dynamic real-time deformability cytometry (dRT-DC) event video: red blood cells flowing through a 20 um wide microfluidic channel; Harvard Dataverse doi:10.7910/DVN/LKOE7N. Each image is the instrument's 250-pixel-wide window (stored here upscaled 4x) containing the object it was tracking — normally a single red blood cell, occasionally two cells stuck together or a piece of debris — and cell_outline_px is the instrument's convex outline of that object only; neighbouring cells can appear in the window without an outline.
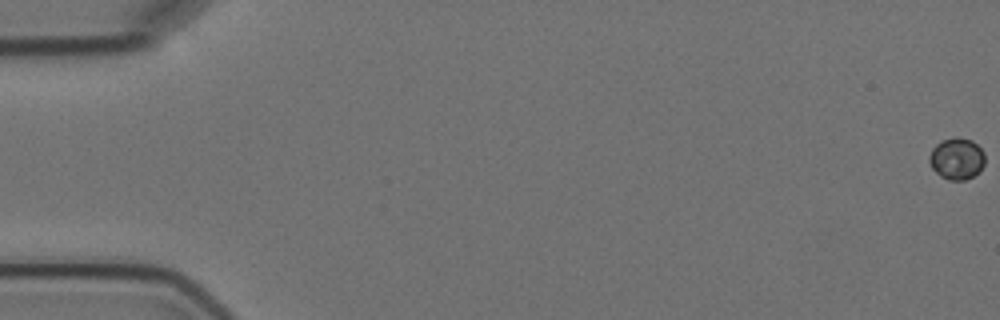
{"species": "Egyptian fruit bat (a non-hibernating species)", "species_latin": "Rousettus aegyptiacus", "temperature_condition": "cold", "stored_images_in_passage": 3, "camera_frame_rate_fps": 3000, "um_per_image_px": 0.085, "animal": {"sex": "female"}, "frame": {"image": 1, "passage_image": 1, "time_ms": 0.0, "image_size_px": [1000, 320], "cell_outline_px": [[984, 164], [980, 172], [964, 180], [948, 180], [940, 176], [932, 168], [928, 160], [928, 156], [932, 148], [940, 140], [956, 136], [972, 140], [984, 152]], "centroid_in_image_um": [81.3, 13.47], "position_along_channel_um": 3.7, "area_um2": 13.7}}